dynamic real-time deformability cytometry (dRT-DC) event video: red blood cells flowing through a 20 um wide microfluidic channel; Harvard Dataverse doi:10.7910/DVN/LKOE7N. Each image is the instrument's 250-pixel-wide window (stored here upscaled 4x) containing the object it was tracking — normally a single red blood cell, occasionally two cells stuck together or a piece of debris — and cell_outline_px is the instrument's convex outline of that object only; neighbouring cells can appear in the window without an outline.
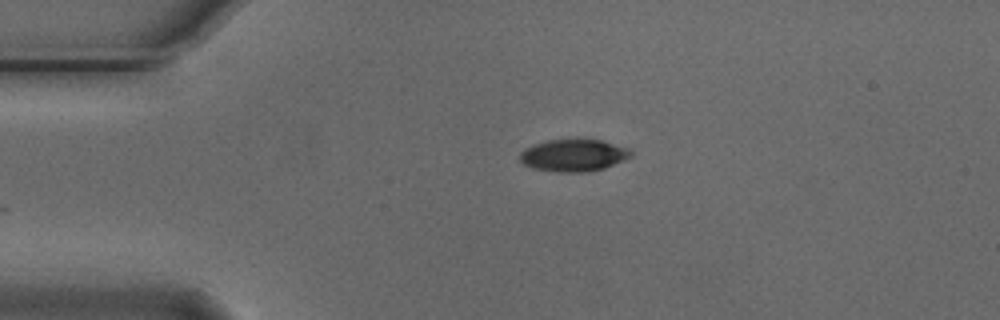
{"species": "Egyptian fruit bat (a non-hibernating species)", "species_latin": "Rousettus aegyptiacus", "temperature_condition": "cold", "stored_images_in_passage": 2, "camera_frame_rate_fps": 3000, "um_per_image_px": 0.085, "animal": {"sex": "male"}, "frame": {"image": 1, "passage_image": 2, "time_ms": 0.333, "image_size_px": [1000, 320], "cell_outline_px": [[632, 156], [604, 168], [588, 172], [560, 172], [532, 168], [524, 164], [520, 160], [520, 152], [524, 148], [548, 140], [576, 136], [600, 140], [628, 148], [632, 152]], "centroid_in_image_um": [48.74, 13.16], "position_along_channel_um": 36.3, "area_um2": 21.27}}